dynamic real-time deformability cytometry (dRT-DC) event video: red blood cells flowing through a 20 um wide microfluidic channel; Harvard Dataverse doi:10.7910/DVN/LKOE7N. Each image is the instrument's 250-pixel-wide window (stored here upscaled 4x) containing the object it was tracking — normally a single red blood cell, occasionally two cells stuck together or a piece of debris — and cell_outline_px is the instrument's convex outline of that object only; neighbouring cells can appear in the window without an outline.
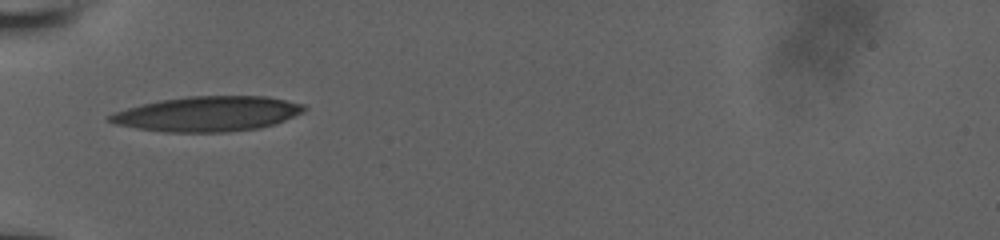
{"species": "human", "species_latin": "Homo sapiens", "temperature_condition": "room temperature", "stored_images_in_passage": 43, "camera_frame_rate_fps": 3000, "um_per_image_px": 0.085, "donor": {"sex": "male"}, "frame": {"image": 1, "passage_image": 1, "time_ms": 0.0, "image_size_px": [1000, 240], "cell_outline_px": [[308, 108], [304, 112], [284, 120], [260, 128], [228, 132], [164, 132], [136, 128], [116, 124], [108, 120], [108, 116], [116, 112], [128, 108], [160, 100], [188, 96], [268, 96], [304, 104]], "centroid_in_image_um": [17.7, 9.68], "position_along_channel_um": 67.3, "area_um2": 39.54}}
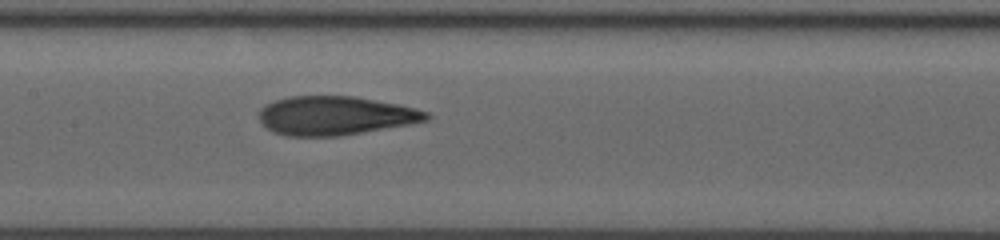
{"frame": {"image": 2, "passage_image": 19, "time_ms": 3.0, "image_size_px": [1000, 240], "cell_outline_px": [[432, 116], [428, 120], [412, 124], [340, 136], [284, 136], [272, 132], [260, 120], [260, 108], [264, 104], [288, 96], [352, 96], [396, 104], [416, 108], [428, 112]], "centroid_in_image_um": [28.5, 9.84], "position_along_channel_um": 178.9, "area_um2": 37.97}}
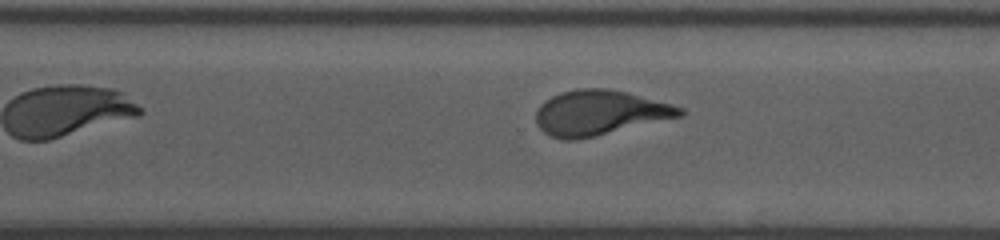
{"frame": {"image": 3, "passage_image": 42, "time_ms": 6.667, "image_size_px": [1000, 240], "cell_outline_px": [[684, 112], [680, 116], [576, 140], [564, 140], [552, 136], [544, 132], [536, 124], [536, 112], [540, 104], [552, 96], [560, 92], [576, 88], [608, 88], [628, 92], [684, 108]], "centroid_in_image_um": [50.91, 9.57], "position_along_channel_um": 319.7, "area_um2": 37.28}}